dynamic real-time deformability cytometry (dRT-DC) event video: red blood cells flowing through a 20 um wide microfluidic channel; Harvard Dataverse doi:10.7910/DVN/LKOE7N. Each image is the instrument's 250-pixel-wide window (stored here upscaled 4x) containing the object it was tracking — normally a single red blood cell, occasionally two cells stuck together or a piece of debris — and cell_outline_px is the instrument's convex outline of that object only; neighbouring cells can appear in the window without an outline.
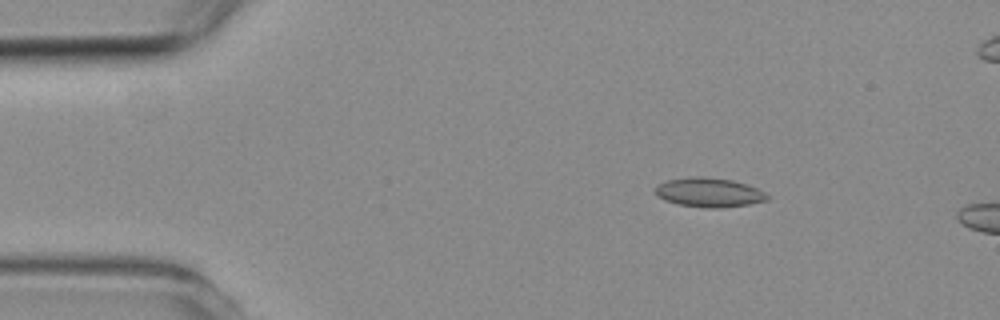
{"species": "common noctule bat (a hibernating species)", "species_latin": "Nyctalus noctula", "temperature_condition": "room temperature", "stored_images_in_passage": 4, "camera_frame_rate_fps": 3000, "um_per_image_px": 0.085, "animal": {"sex": "female", "body_mass_g": 19.3, "forearm_length_mm": 54.1}, "frame": {"image": 1, "passage_image": 3, "time_ms": 2.333, "image_size_px": [1000, 320], "cell_outline_px": [[768, 200], [748, 204], [720, 208], [708, 208], [676, 204], [664, 200], [656, 196], [656, 188], [664, 180], [688, 176], [704, 176], [732, 180], [756, 188], [764, 192], [768, 196]], "centroid_in_image_um": [60.22, 16.35], "position_along_channel_um": 24.8, "area_um2": 19.13}}